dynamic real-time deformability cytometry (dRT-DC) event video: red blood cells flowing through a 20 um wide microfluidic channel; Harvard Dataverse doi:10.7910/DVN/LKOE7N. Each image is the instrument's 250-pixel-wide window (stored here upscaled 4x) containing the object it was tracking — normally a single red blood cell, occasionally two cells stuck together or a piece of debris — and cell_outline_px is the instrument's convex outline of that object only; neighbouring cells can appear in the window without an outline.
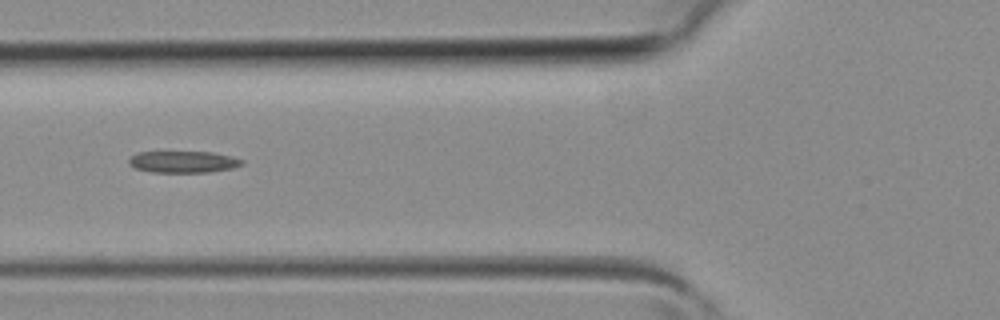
{"species": "common noctule bat (a hibernating species)", "species_latin": "Nyctalus noctula", "temperature_condition": "room temperature", "stored_images_in_passage": 4, "camera_frame_rate_fps": 3000, "um_per_image_px": 0.085, "animal": {"sex": "female", "body_mass_g": 19.3, "forearm_length_mm": 54.1}, "frame": {"image": 1, "passage_image": 4, "time_ms": 1.0, "image_size_px": [1000, 320], "cell_outline_px": [[244, 164], [232, 168], [208, 172], [152, 172], [136, 168], [128, 164], [128, 160], [132, 156], [140, 152], [212, 152], [232, 156], [244, 160]], "centroid_in_image_um": [15.6, 13.75], "position_along_channel_um": 110.2, "area_um2": 14.22}}